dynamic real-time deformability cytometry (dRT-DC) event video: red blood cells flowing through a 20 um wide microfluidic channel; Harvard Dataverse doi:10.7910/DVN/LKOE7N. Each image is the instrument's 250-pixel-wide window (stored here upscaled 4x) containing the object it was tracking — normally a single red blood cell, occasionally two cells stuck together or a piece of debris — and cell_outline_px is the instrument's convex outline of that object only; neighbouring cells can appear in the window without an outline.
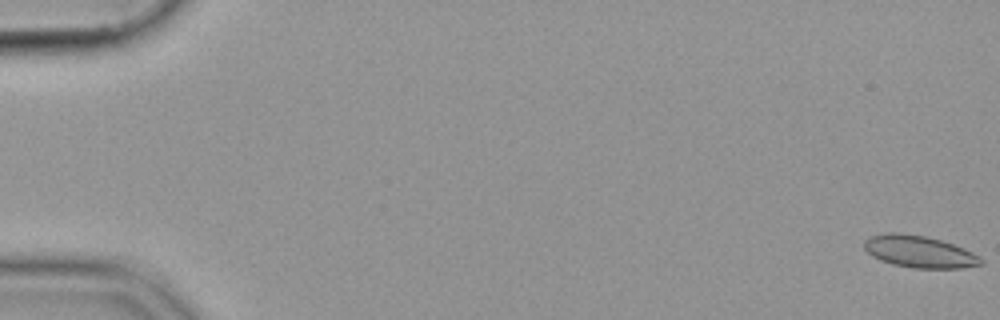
{"species": "common noctule bat (a hibernating species)", "species_latin": "Nyctalus noctula", "temperature_condition": "cold", "stored_images_in_passage": 18, "camera_frame_rate_fps": 3000, "um_per_image_px": 0.085, "animal": {"sex": "female", "body_mass_g": 19.9}, "frame": {"image": 1, "passage_image": 1, "time_ms": 0.0, "image_size_px": [1000, 320], "cell_outline_px": [[984, 264], [964, 268], [912, 268], [892, 264], [880, 260], [872, 256], [864, 248], [864, 240], [872, 236], [888, 232], [896, 232], [924, 236], [940, 240], [964, 248], [980, 256], [984, 260]], "centroid_in_image_um": [78.16, 21.4], "position_along_channel_um": 6.8, "area_um2": 21.79}}